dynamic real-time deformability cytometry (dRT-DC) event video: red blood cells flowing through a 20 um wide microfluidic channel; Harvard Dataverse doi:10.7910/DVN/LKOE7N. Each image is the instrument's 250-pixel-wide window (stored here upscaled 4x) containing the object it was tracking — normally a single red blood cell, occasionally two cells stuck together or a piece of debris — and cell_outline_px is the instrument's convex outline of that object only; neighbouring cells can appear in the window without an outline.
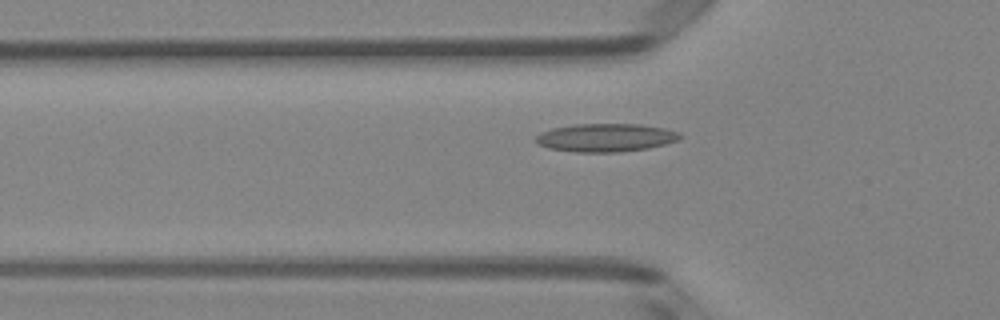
{"species": "Egyptian fruit bat (a non-hibernating species)", "species_latin": "Rousettus aegyptiacus", "temperature_condition": "room temperature", "stored_images_in_passage": 37, "camera_frame_rate_fps": 3000, "um_per_image_px": 0.085, "animal": {"sex": "female"}, "frame": {"image": 1, "passage_image": 10, "time_ms": 3.0, "image_size_px": [1000, 320], "cell_outline_px": [[684, 136], [676, 140], [664, 144], [648, 148], [620, 152], [576, 152], [548, 148], [536, 144], [536, 136], [540, 132], [552, 128], [576, 124], [640, 124], [664, 128], [680, 132]], "centroid_in_image_um": [51.47, 11.7], "position_along_channel_um": 74.3, "area_um2": 23.76}}
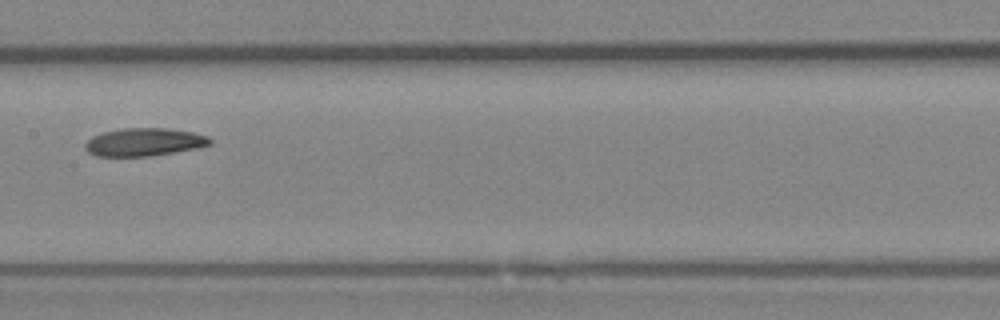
{"frame": {"image": 2, "passage_image": 19, "time_ms": 6.0, "image_size_px": [1000, 320], "cell_outline_px": [[212, 144], [196, 148], [148, 156], [96, 156], [88, 152], [84, 148], [84, 144], [92, 136], [104, 132], [124, 128], [168, 128], [192, 132], [208, 136], [212, 140]], "centroid_in_image_um": [12.24, 12.07], "position_along_channel_um": 195.2, "area_um2": 20.23}}
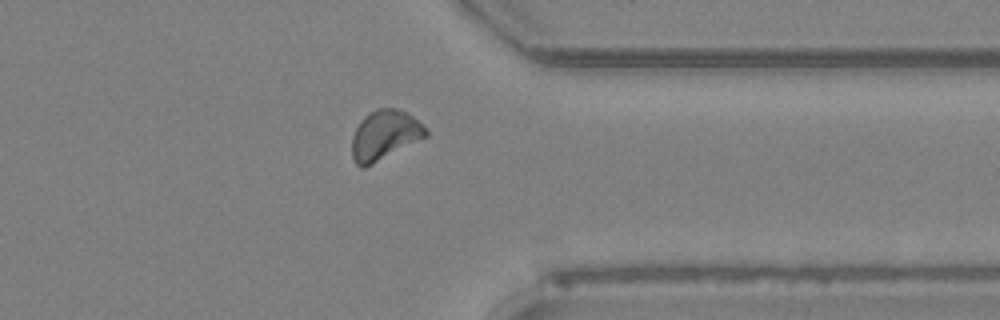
{"frame": {"image": 3, "passage_image": 33, "time_ms": 10.667, "image_size_px": [1000, 320], "cell_outline_px": [[428, 136], [364, 168], [360, 168], [356, 164], [352, 156], [352, 136], [360, 120], [368, 112], [376, 108], [396, 108], [412, 116], [428, 128]], "centroid_in_image_um": [32.69, 11.48], "position_along_channel_um": 378.7, "area_um2": 21.44}}